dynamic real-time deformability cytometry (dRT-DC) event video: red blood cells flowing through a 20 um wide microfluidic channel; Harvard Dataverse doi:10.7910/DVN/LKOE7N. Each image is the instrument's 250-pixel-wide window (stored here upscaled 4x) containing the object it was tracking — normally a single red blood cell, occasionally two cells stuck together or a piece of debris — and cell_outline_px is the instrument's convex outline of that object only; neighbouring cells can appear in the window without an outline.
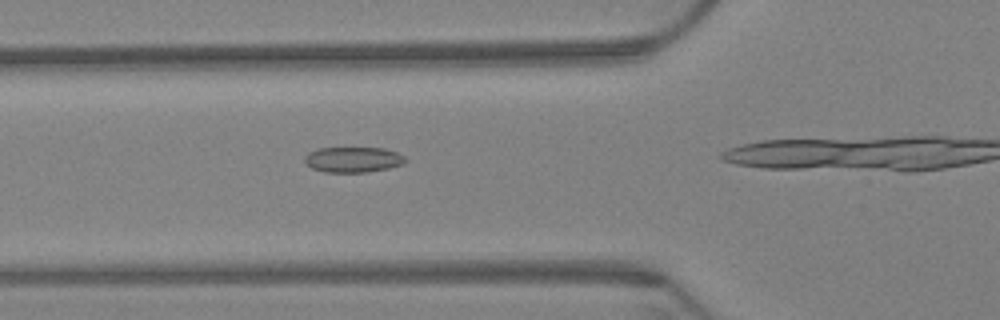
{"species": "Egyptian fruit bat (a non-hibernating species)", "species_latin": "Rousettus aegyptiacus", "temperature_condition": "warm", "stored_images_in_passage": 43, "camera_frame_rate_fps": 3000, "um_per_image_px": 0.085, "animal": {"sex": "female"}, "frame": {"image": 1, "passage_image": 17, "time_ms": 5.333, "image_size_px": [1000, 320], "cell_outline_px": [[408, 160], [404, 164], [388, 168], [364, 172], [324, 172], [312, 168], [304, 160], [304, 156], [308, 152], [320, 148], [384, 148], [396, 152], [404, 156]], "centroid_in_image_um": [30.02, 13.56], "position_along_channel_um": 95.8, "area_um2": 14.91}}
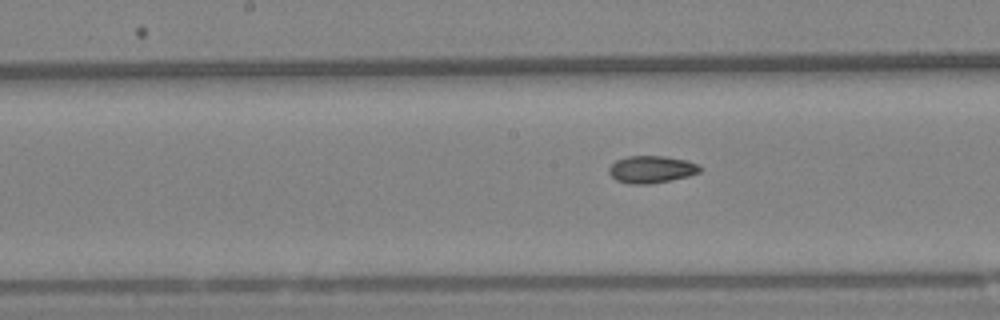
{"frame": {"image": 2, "passage_image": 26, "time_ms": 8.333, "image_size_px": [1000, 320], "cell_outline_px": [[700, 172], [688, 176], [648, 184], [628, 184], [616, 180], [608, 172], [608, 168], [616, 160], [628, 156], [664, 156], [688, 160], [696, 164], [700, 168]], "centroid_in_image_um": [55.34, 14.39], "position_along_channel_um": 192.9, "area_um2": 14.33}}
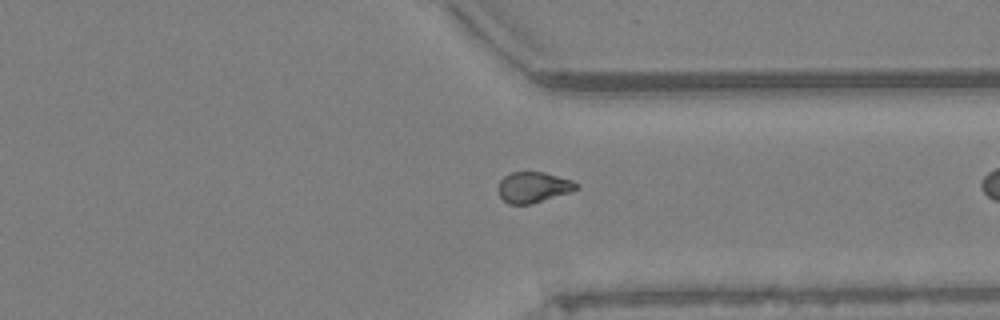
{"frame": {"image": 3, "passage_image": 42, "time_ms": 13.667, "image_size_px": [1000, 320], "cell_outline_px": [[580, 188], [532, 204], [508, 204], [500, 196], [496, 188], [500, 180], [504, 176], [512, 172], [544, 172], [572, 180], [580, 184]], "centroid_in_image_um": [45.32, 15.91], "position_along_channel_um": 366.1, "area_um2": 14.05}}